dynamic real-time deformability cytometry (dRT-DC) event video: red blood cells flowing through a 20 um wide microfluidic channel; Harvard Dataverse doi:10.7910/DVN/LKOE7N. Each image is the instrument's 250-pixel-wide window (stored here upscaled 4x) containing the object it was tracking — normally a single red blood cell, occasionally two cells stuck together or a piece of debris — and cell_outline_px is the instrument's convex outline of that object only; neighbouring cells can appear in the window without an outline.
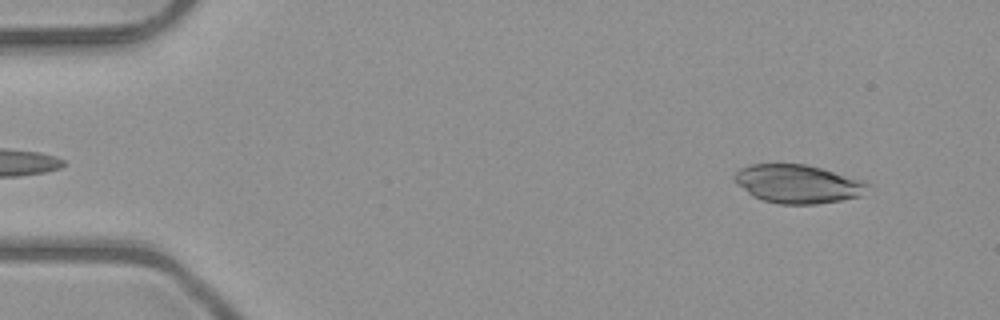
{"species": "common noctule bat (a hibernating species)", "species_latin": "Nyctalus noctula", "temperature_condition": "room temperature", "stored_images_in_passage": 49, "camera_frame_rate_fps": 3000, "um_per_image_px": 0.085, "animal": {"sex": "male", "body_mass_g": 23.1, "forearm_length_mm": 52.7}, "frame": {"image": 1, "passage_image": 4, "time_ms": 1.0, "image_size_px": [1000, 320], "cell_outline_px": [[868, 184], [864, 196], [816, 204], [780, 204], [764, 200], [752, 196], [732, 176], [740, 168], [752, 164], [808, 164], [860, 180]], "centroid_in_image_um": [67.82, 15.63], "position_along_channel_um": 17.2, "area_um2": 29.48}}